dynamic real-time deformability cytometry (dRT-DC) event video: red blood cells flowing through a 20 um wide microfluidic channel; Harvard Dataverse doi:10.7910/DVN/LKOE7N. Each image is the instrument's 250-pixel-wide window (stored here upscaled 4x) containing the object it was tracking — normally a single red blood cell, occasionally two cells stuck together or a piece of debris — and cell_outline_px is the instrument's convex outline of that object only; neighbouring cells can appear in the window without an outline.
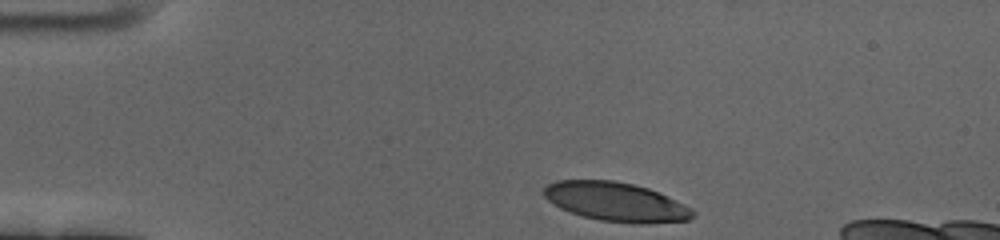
{"species": "human", "species_latin": "Homo sapiens", "temperature_condition": "cold", "stored_images_in_passage": 39, "camera_frame_rate_fps": 3000, "um_per_image_px": 0.085, "donor": {"sex": "female"}, "frame": {"image": 1, "passage_image": 1, "time_ms": 0.0, "image_size_px": [1000, 240], "cell_outline_px": [[696, 216], [688, 220], [640, 224], [636, 224], [600, 220], [580, 216], [560, 208], [548, 200], [544, 196], [544, 188], [548, 184], [556, 180], [612, 180], [632, 184], [648, 188], [676, 200], [692, 208], [696, 212]], "centroid_in_image_um": [52.37, 17.16], "position_along_channel_um": 32.6, "area_um2": 33.93}}
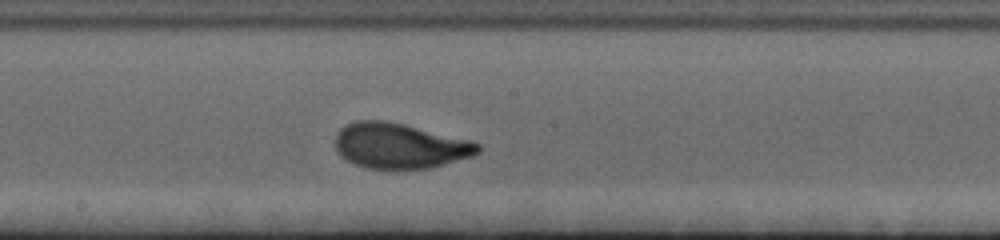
{"frame": {"image": 2, "passage_image": 22, "time_ms": 7.0, "image_size_px": [1000, 240], "cell_outline_px": [[480, 152], [472, 156], [444, 164], [428, 168], [364, 168], [352, 164], [340, 156], [336, 148], [336, 132], [340, 128], [356, 120], [384, 120], [404, 124], [472, 140], [480, 144]], "centroid_in_image_um": [33.96, 12.38], "position_along_channel_um": 214.2, "area_um2": 37.74}}
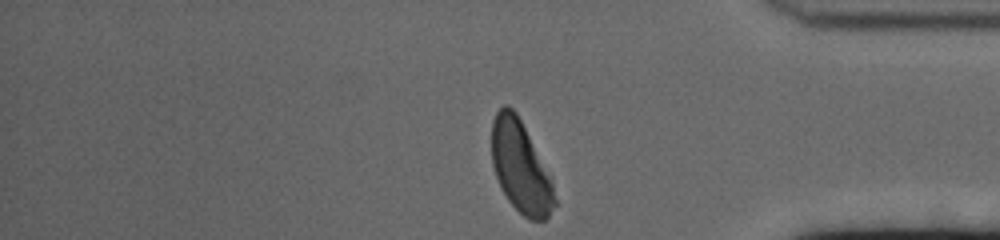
{"frame": {"image": 3, "passage_image": 39, "time_ms": 12.667, "image_size_px": [1000, 240], "cell_outline_px": [[556, 204], [548, 216], [544, 220], [528, 220], [508, 200], [496, 176], [492, 164], [492, 120], [496, 112], [504, 104], [508, 104], [516, 112], [552, 180], [556, 200]], "centroid_in_image_um": [44.24, 14.19], "position_along_channel_um": 391.0, "area_um2": 33.12}, "authors_computed_cell_mechanics": {"area_um2": 36.703, "velocity_mm_per_s": 3.4204, "shape_relaxation_time_tau1_ms": 2.7381, "shape_relaxation_time_tau2_ms": null, "deformation_change_tau1": 0.1862, "deformation_change_tau2": null}}